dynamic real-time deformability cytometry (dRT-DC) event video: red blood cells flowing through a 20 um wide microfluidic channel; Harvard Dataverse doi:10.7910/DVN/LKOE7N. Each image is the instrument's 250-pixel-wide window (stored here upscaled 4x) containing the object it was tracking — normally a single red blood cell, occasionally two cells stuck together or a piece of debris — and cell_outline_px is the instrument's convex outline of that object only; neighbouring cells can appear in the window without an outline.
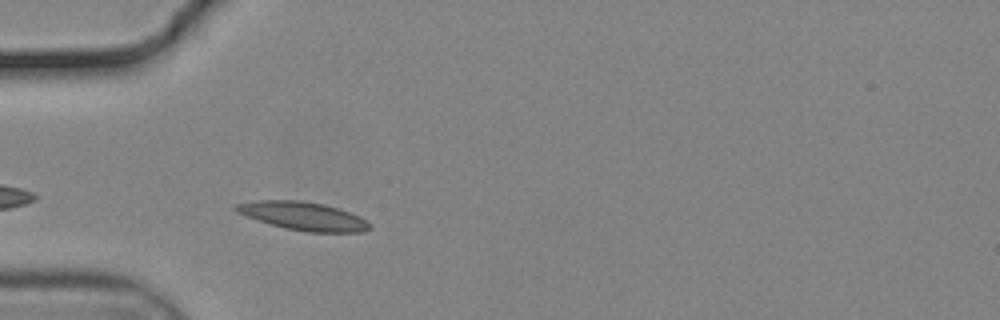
{"species": "common noctule bat (a hibernating species)", "species_latin": "Nyctalus noctula", "temperature_condition": "cold", "stored_images_in_passage": 8, "camera_frame_rate_fps": 3000, "um_per_image_px": 0.085, "animal": {"sex": "male", "body_mass_g": 19.2, "forearm_length_mm": 51.8}, "frame": {"image": 1, "passage_image": 4, "time_ms": 1.0, "image_size_px": [1000, 320], "cell_outline_px": [[372, 228], [364, 232], [308, 232], [284, 228], [236, 212], [232, 208], [236, 204], [256, 200], [300, 200], [324, 204], [340, 208], [360, 216], [372, 224]], "centroid_in_image_um": [25.83, 18.36], "position_along_channel_um": 59.2, "area_um2": 22.14}}